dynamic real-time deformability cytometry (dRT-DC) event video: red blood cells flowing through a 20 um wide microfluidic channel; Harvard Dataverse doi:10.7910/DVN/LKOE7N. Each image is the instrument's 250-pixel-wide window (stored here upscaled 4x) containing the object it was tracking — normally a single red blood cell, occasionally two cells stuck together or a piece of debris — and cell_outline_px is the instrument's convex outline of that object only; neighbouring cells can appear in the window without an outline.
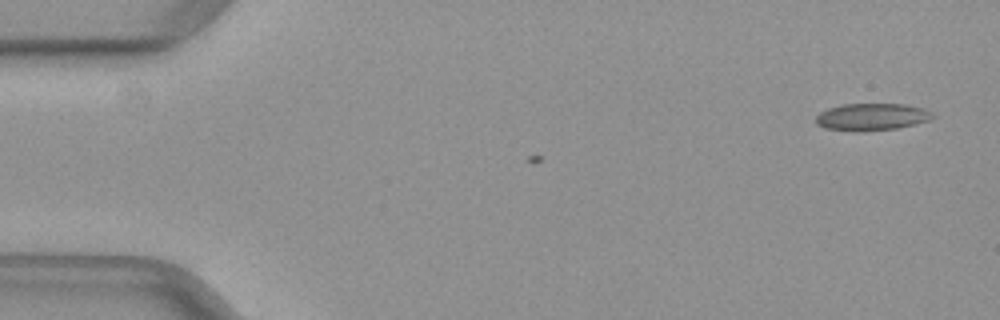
{"species": "common noctule bat (a hibernating species)", "species_latin": "Nyctalus noctula", "temperature_condition": "warm", "stored_images_in_passage": 6, "camera_frame_rate_fps": 3000, "um_per_image_px": 0.085, "animal": {"sex": "female", "body_mass_g": 29.2, "forearm_length_mm": 56.3}, "frame": {"image": 1, "passage_image": 6, "time_ms": 1.667, "image_size_px": [1000, 320], "cell_outline_px": [[936, 116], [928, 120], [916, 124], [896, 128], [860, 132], [824, 128], [816, 124], [816, 116], [820, 112], [828, 108], [840, 104], [904, 104], [924, 108], [932, 112]], "centroid_in_image_um": [74.09, 9.93], "position_along_channel_um": 10.9, "area_um2": 18.61}}